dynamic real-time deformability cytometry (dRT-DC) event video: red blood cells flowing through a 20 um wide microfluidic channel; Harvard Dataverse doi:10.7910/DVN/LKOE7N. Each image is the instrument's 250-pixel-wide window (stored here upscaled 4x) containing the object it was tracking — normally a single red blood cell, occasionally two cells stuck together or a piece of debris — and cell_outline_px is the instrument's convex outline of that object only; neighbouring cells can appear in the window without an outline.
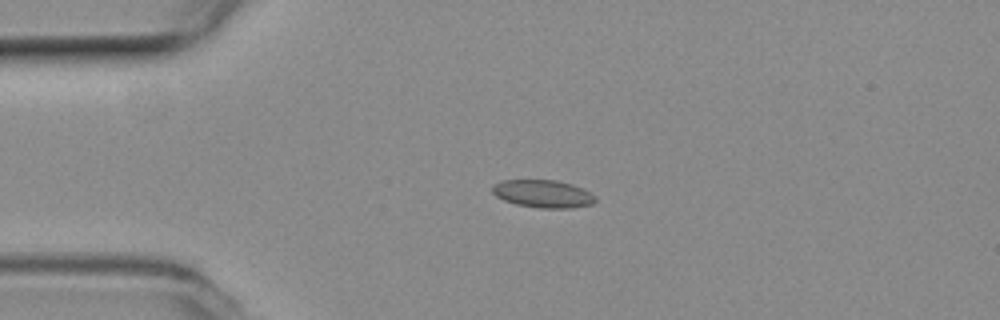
{"species": "common noctule bat (a hibernating species)", "species_latin": "Nyctalus noctula", "temperature_condition": "room temperature", "stored_images_in_passage": 5, "camera_frame_rate_fps": 3000, "um_per_image_px": 0.085, "animal": {"sex": "female", "body_mass_g": 19.3, "forearm_length_mm": 54.1}, "frame": {"image": 1, "passage_image": 3, "time_ms": 0.667, "image_size_px": [1000, 320], "cell_outline_px": [[596, 200], [592, 204], [572, 208], [540, 208], [516, 204], [504, 200], [496, 196], [492, 192], [492, 188], [496, 184], [504, 180], [556, 180], [572, 184], [596, 196]], "centroid_in_image_um": [46.16, 16.48], "position_along_channel_um": 38.8, "area_um2": 16.47}}